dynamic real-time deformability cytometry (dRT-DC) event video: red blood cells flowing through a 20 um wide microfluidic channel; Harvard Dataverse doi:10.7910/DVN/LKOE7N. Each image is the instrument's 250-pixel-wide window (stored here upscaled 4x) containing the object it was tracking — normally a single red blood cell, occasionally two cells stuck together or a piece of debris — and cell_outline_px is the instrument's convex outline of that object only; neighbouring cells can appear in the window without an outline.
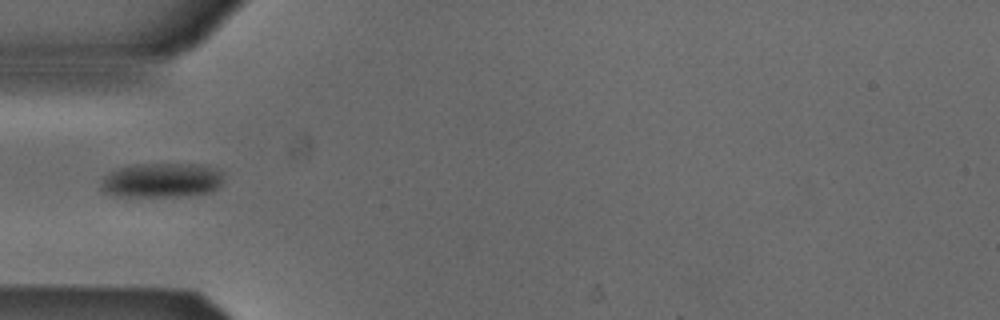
{"species": "Egyptian fruit bat (a non-hibernating species)", "species_latin": "Rousettus aegyptiacus", "temperature_condition": "cold", "stored_images_in_passage": 4, "camera_frame_rate_fps": 3000, "um_per_image_px": 0.085, "animal": {"sex": "male"}, "frame": {"image": 1, "passage_image": 4, "time_ms": 1.0, "image_size_px": [1000, 320], "cell_outline_px": [[224, 180], [216, 188], [208, 192], [188, 196], [116, 196], [104, 192], [104, 176], [108, 172], [120, 168], [136, 164], [200, 164], [224, 172]], "centroid_in_image_um": [13.8, 15.32], "position_along_channel_um": 71.2, "area_um2": 24.51}}